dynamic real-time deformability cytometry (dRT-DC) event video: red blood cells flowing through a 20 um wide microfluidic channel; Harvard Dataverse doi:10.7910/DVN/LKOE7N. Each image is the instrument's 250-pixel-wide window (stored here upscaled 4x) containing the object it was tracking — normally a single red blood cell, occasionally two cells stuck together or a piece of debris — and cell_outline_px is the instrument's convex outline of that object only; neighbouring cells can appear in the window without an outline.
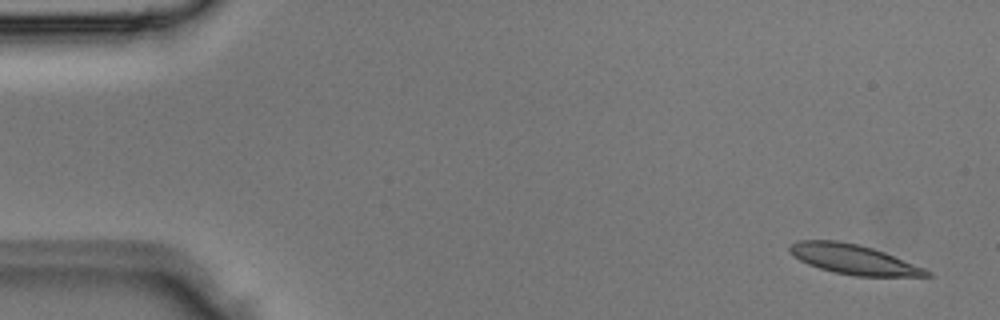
{"species": "Egyptian fruit bat (a non-hibernating species)", "species_latin": "Rousettus aegyptiacus", "temperature_condition": "room temperature", "stored_images_in_passage": 5, "camera_frame_rate_fps": 3000, "um_per_image_px": 0.085, "animal": {"sex": "male"}, "frame": {"image": 1, "passage_image": 1, "time_ms": 0.0, "image_size_px": [1000, 320], "cell_outline_px": [[932, 276], [852, 276], [820, 268], [808, 264], [800, 260], [788, 248], [796, 240], [836, 240], [856, 244], [872, 248], [884, 252], [924, 268], [932, 272]], "centroid_in_image_um": [72.56, 22.04], "position_along_channel_um": 12.4, "area_um2": 23.35}}
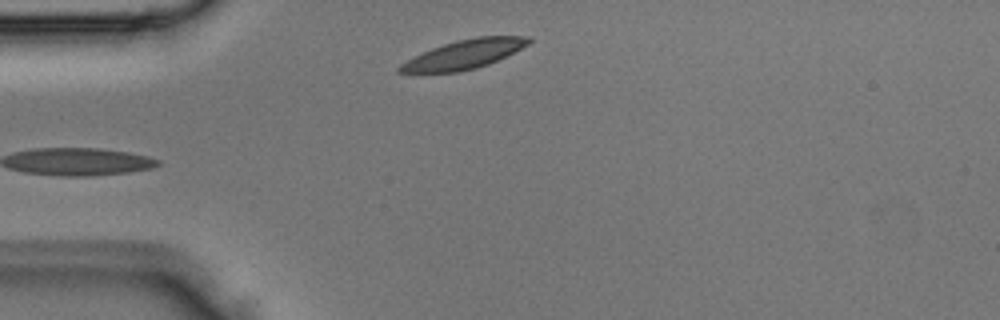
{"frame": {"image": 2, "passage_image": 4, "time_ms": 1.0, "image_size_px": [1000, 320], "cell_outline_px": [[532, 40], [528, 44], [488, 64], [476, 68], [460, 72], [396, 72], [396, 68], [400, 64], [432, 48], [456, 40], [480, 36], [532, 36]], "centroid_in_image_um": [39.45, 4.61], "position_along_channel_um": 45.5, "area_um2": 21.33}}
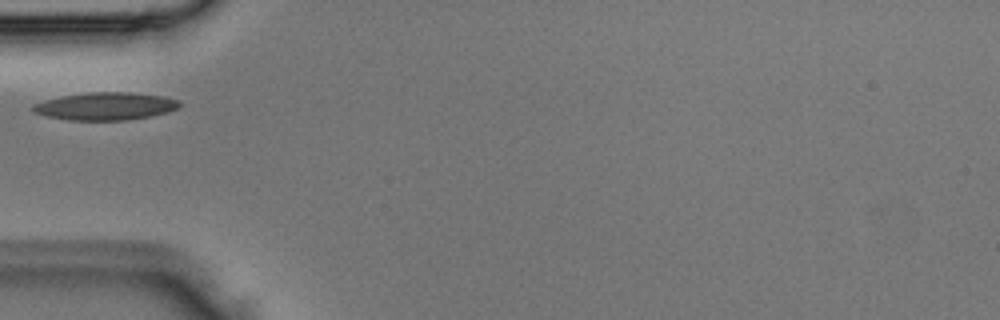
{"frame": {"image": 3, "passage_image": 5, "time_ms": 1.333, "image_size_px": [1000, 320], "cell_outline_px": [[180, 108], [168, 112], [128, 120], [68, 120], [48, 116], [36, 112], [28, 108], [32, 104], [44, 100], [60, 96], [84, 92], [132, 92], [160, 96], [180, 100]], "centroid_in_image_um": [8.94, 9.02], "position_along_channel_um": 76.1, "area_um2": 23.76}}